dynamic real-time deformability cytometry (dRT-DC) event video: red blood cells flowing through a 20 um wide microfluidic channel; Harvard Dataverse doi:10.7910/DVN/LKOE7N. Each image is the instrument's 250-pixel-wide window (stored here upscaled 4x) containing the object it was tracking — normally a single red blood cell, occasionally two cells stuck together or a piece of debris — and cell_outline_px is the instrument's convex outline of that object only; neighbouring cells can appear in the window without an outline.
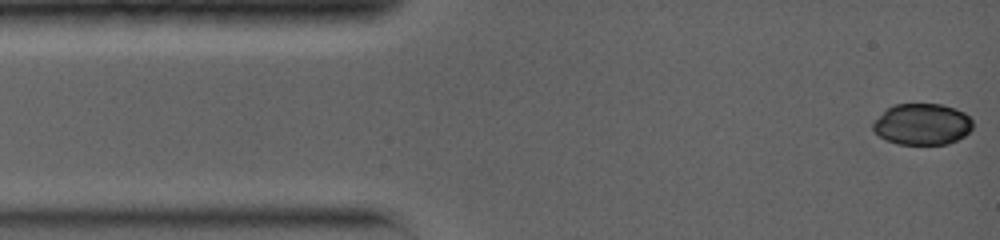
{"species": "common noctule bat (a hibernating species)", "species_latin": "Nyctalus noctula", "temperature_condition": "warm", "stored_images_in_passage": 39, "camera_frame_rate_fps": 5000, "um_per_image_px": 0.085, "animal": {"sex": "female", "body_mass_g": 19.0, "forearm_length_mm": 56.7}, "frame": {"image": 1, "passage_image": 1, "time_ms": 0.0, "image_size_px": [1000, 240], "cell_outline_px": [[972, 128], [964, 136], [948, 144], [896, 144], [880, 136], [872, 128], [872, 120], [888, 108], [896, 104], [940, 104], [956, 108], [964, 112], [972, 120]], "centroid_in_image_um": [78.38, 10.55], "position_along_channel_um": 6.6, "area_um2": 24.04}}
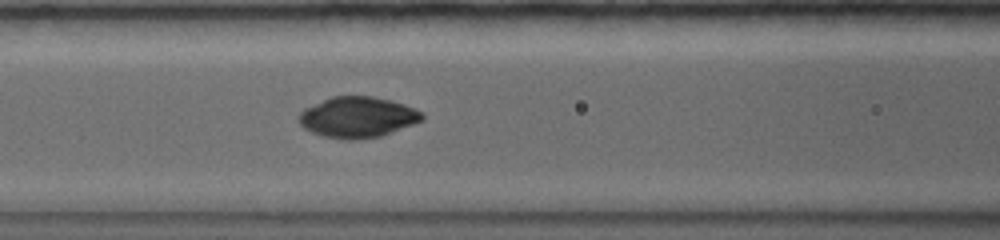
{"frame": {"image": 2, "passage_image": 15, "time_ms": 5.2, "image_size_px": [1000, 240], "cell_outline_px": [[424, 120], [380, 136], [360, 140], [344, 140], [324, 136], [312, 132], [304, 128], [300, 124], [296, 116], [304, 108], [332, 96], [372, 96], [392, 100], [416, 108], [424, 112]], "centroid_in_image_um": [30.4, 9.96], "position_along_channel_um": 136.2, "area_um2": 29.59}}
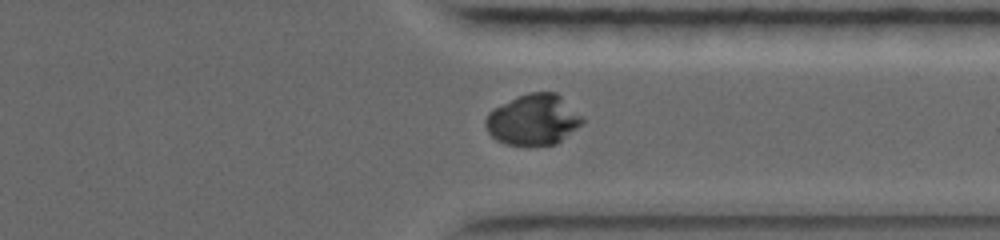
{"frame": {"image": 3, "passage_image": 35, "time_ms": 11.0, "image_size_px": [1000, 240], "cell_outline_px": [[584, 120], [580, 124], [556, 144], [508, 144], [496, 140], [488, 132], [484, 124], [484, 120], [488, 112], [492, 108], [516, 96], [528, 92], [556, 92], [584, 116]], "centroid_in_image_um": [45.29, 10.14], "position_along_channel_um": 366.1, "area_um2": 28.55}, "authors_computed_cell_mechanics": {"area_um2": 28.5532, "velocity_mm_per_s": 3.9606, "shape_relaxation_time_tau1_ms": 7.9898, "shape_relaxation_time_tau2_ms": null, "deformation_change_tau1": 0.2638, "deformation_change_tau2": null}}